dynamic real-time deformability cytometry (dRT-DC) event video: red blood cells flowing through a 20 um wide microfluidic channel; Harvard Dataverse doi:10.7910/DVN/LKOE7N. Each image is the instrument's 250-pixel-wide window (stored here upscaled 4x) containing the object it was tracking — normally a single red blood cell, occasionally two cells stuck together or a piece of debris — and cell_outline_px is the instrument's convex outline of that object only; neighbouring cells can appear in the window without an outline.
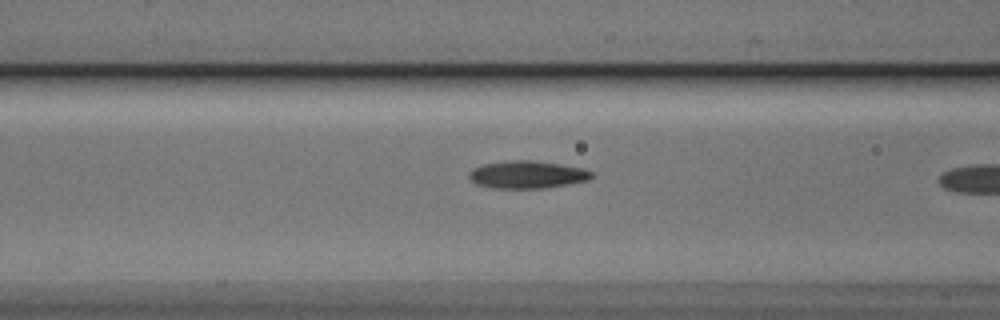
{"species": "Egyptian fruit bat (a non-hibernating species)", "species_latin": "Rousettus aegyptiacus", "temperature_condition": "cold", "stored_images_in_passage": 9, "camera_frame_rate_fps": 3000, "um_per_image_px": 0.085, "animal": {"sex": "male"}, "frame": {"image": 1, "passage_image": 8, "time_ms": 2.333, "image_size_px": [1000, 320], "cell_outline_px": [[596, 176], [588, 180], [568, 184], [544, 188], [492, 188], [476, 184], [468, 176], [468, 172], [472, 168], [480, 164], [512, 160], [528, 160], [560, 164], [584, 168], [592, 172]], "centroid_in_image_um": [44.8, 14.84], "position_along_channel_um": 121.8, "area_um2": 19.83}}